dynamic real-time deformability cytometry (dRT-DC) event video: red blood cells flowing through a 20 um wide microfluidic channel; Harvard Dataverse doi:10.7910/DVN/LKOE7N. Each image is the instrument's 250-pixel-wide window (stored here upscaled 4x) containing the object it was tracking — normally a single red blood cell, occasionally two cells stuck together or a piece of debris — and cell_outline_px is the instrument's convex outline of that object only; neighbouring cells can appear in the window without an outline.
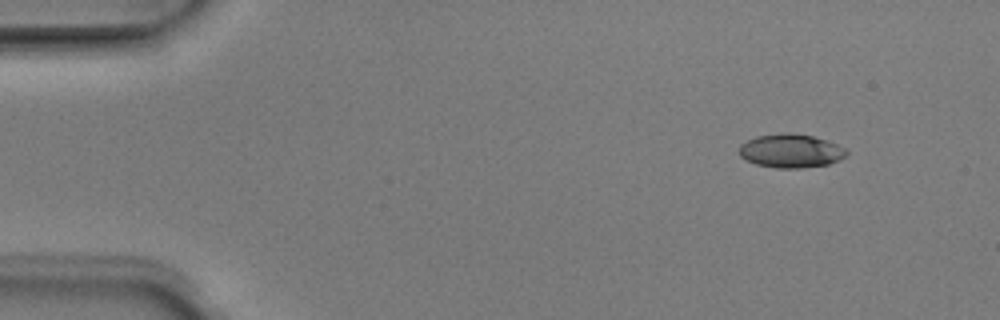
{"species": "Egyptian fruit bat (a non-hibernating species)", "species_latin": "Rousettus aegyptiacus", "temperature_condition": "room temperature", "stored_images_in_passage": 6, "camera_frame_rate_fps": 3000, "um_per_image_px": 0.085, "animal": {"sex": "male"}, "frame": {"image": 1, "passage_image": 1, "time_ms": 0.0, "image_size_px": [1000, 320], "cell_outline_px": [[848, 152], [844, 156], [828, 164], [800, 168], [776, 168], [756, 164], [740, 156], [740, 144], [756, 136], [784, 132], [788, 132], [812, 136], [828, 140], [844, 148]], "centroid_in_image_um": [67.2, 12.81], "position_along_channel_um": 17.8, "area_um2": 20.87}}
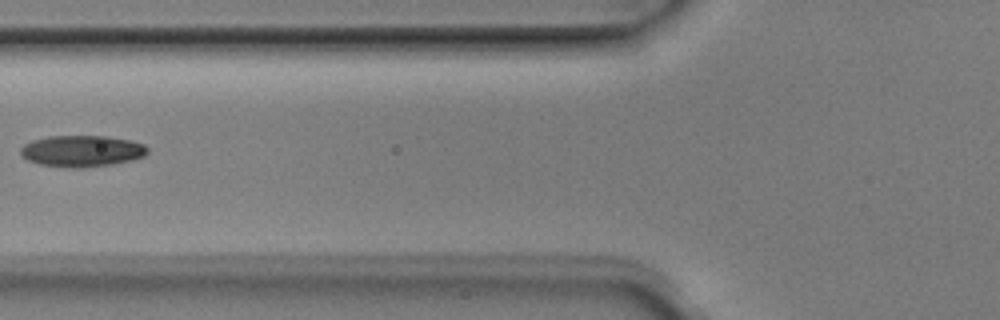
{"frame": {"image": 2, "passage_image": 5, "time_ms": 1.333, "image_size_px": [1000, 320], "cell_outline_px": [[148, 152], [144, 156], [132, 160], [112, 164], [80, 168], [64, 168], [40, 164], [28, 160], [20, 156], [20, 148], [24, 144], [32, 140], [48, 136], [104, 136], [128, 140], [144, 144], [148, 148]], "centroid_in_image_um": [6.92, 12.84], "position_along_channel_um": 118.9, "area_um2": 23.35}}
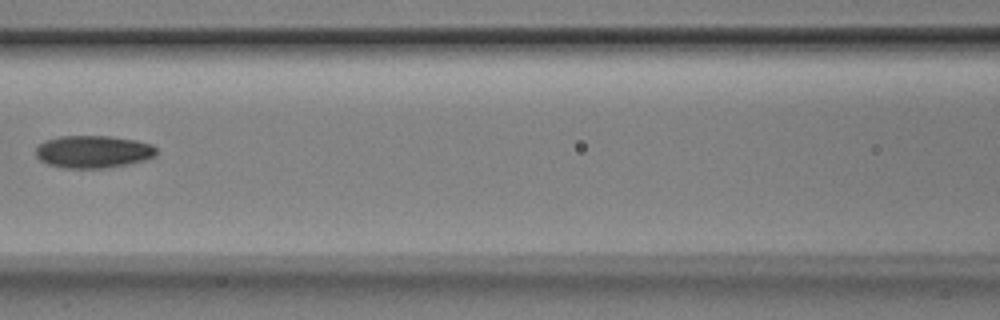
{"frame": {"image": 3, "passage_image": 6, "time_ms": 1.667, "image_size_px": [1000, 320], "cell_outline_px": [[156, 156], [144, 160], [128, 164], [108, 168], [64, 168], [48, 164], [40, 160], [36, 156], [36, 148], [44, 140], [60, 136], [108, 136], [136, 140], [152, 144], [156, 148]], "centroid_in_image_um": [7.92, 12.89], "position_along_channel_um": 158.7, "area_um2": 22.95}}